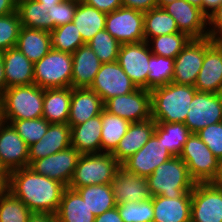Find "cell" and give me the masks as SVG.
I'll return each mask as SVG.
<instances>
[{
	"label": "cell",
	"instance_id": "9a60e30c",
	"mask_svg": "<svg viewBox=\"0 0 222 222\" xmlns=\"http://www.w3.org/2000/svg\"><path fill=\"white\" fill-rule=\"evenodd\" d=\"M81 154L72 146L33 161L29 168L35 173L47 176L69 186Z\"/></svg>",
	"mask_w": 222,
	"mask_h": 222
},
{
	"label": "cell",
	"instance_id": "4316f807",
	"mask_svg": "<svg viewBox=\"0 0 222 222\" xmlns=\"http://www.w3.org/2000/svg\"><path fill=\"white\" fill-rule=\"evenodd\" d=\"M101 114L71 126V146L80 154L101 153Z\"/></svg>",
	"mask_w": 222,
	"mask_h": 222
},
{
	"label": "cell",
	"instance_id": "9f6ffc18",
	"mask_svg": "<svg viewBox=\"0 0 222 222\" xmlns=\"http://www.w3.org/2000/svg\"><path fill=\"white\" fill-rule=\"evenodd\" d=\"M6 90L5 70L3 64V52L0 51V95Z\"/></svg>",
	"mask_w": 222,
	"mask_h": 222
},
{
	"label": "cell",
	"instance_id": "3957f363",
	"mask_svg": "<svg viewBox=\"0 0 222 222\" xmlns=\"http://www.w3.org/2000/svg\"><path fill=\"white\" fill-rule=\"evenodd\" d=\"M151 197L163 196L170 199L180 198L191 193L196 182L191 178L187 165L179 156L159 165L147 177Z\"/></svg>",
	"mask_w": 222,
	"mask_h": 222
},
{
	"label": "cell",
	"instance_id": "d4e9b609",
	"mask_svg": "<svg viewBox=\"0 0 222 222\" xmlns=\"http://www.w3.org/2000/svg\"><path fill=\"white\" fill-rule=\"evenodd\" d=\"M3 64L6 89L34 84V64L17 47L3 52Z\"/></svg>",
	"mask_w": 222,
	"mask_h": 222
},
{
	"label": "cell",
	"instance_id": "5bb4252c",
	"mask_svg": "<svg viewBox=\"0 0 222 222\" xmlns=\"http://www.w3.org/2000/svg\"><path fill=\"white\" fill-rule=\"evenodd\" d=\"M151 55L146 41L120 46L117 61L137 88L147 89L148 62Z\"/></svg>",
	"mask_w": 222,
	"mask_h": 222
},
{
	"label": "cell",
	"instance_id": "d6a6232c",
	"mask_svg": "<svg viewBox=\"0 0 222 222\" xmlns=\"http://www.w3.org/2000/svg\"><path fill=\"white\" fill-rule=\"evenodd\" d=\"M75 190L95 217L117 206L111 183L88 185Z\"/></svg>",
	"mask_w": 222,
	"mask_h": 222
},
{
	"label": "cell",
	"instance_id": "7402d4cb",
	"mask_svg": "<svg viewBox=\"0 0 222 222\" xmlns=\"http://www.w3.org/2000/svg\"><path fill=\"white\" fill-rule=\"evenodd\" d=\"M104 103L99 95L90 88H72L68 124L79 125L90 118L100 115Z\"/></svg>",
	"mask_w": 222,
	"mask_h": 222
},
{
	"label": "cell",
	"instance_id": "8992f818",
	"mask_svg": "<svg viewBox=\"0 0 222 222\" xmlns=\"http://www.w3.org/2000/svg\"><path fill=\"white\" fill-rule=\"evenodd\" d=\"M72 54L51 49L34 63V84L43 89L71 87Z\"/></svg>",
	"mask_w": 222,
	"mask_h": 222
},
{
	"label": "cell",
	"instance_id": "44dd1931",
	"mask_svg": "<svg viewBox=\"0 0 222 222\" xmlns=\"http://www.w3.org/2000/svg\"><path fill=\"white\" fill-rule=\"evenodd\" d=\"M71 146V127L68 123H51L47 132L29 146V165Z\"/></svg>",
	"mask_w": 222,
	"mask_h": 222
},
{
	"label": "cell",
	"instance_id": "94428289",
	"mask_svg": "<svg viewBox=\"0 0 222 222\" xmlns=\"http://www.w3.org/2000/svg\"><path fill=\"white\" fill-rule=\"evenodd\" d=\"M173 1H175V0H158L157 5H158V7L163 8L165 5L172 3Z\"/></svg>",
	"mask_w": 222,
	"mask_h": 222
},
{
	"label": "cell",
	"instance_id": "ac0fdd59",
	"mask_svg": "<svg viewBox=\"0 0 222 222\" xmlns=\"http://www.w3.org/2000/svg\"><path fill=\"white\" fill-rule=\"evenodd\" d=\"M164 10L173 17L180 32L191 39L208 37V18L201 9L186 0H175L165 5Z\"/></svg>",
	"mask_w": 222,
	"mask_h": 222
},
{
	"label": "cell",
	"instance_id": "ab89813d",
	"mask_svg": "<svg viewBox=\"0 0 222 222\" xmlns=\"http://www.w3.org/2000/svg\"><path fill=\"white\" fill-rule=\"evenodd\" d=\"M87 44L102 64L118 60L121 44L105 29L99 31Z\"/></svg>",
	"mask_w": 222,
	"mask_h": 222
},
{
	"label": "cell",
	"instance_id": "e0dca14e",
	"mask_svg": "<svg viewBox=\"0 0 222 222\" xmlns=\"http://www.w3.org/2000/svg\"><path fill=\"white\" fill-rule=\"evenodd\" d=\"M29 146L10 123L0 121V166L8 173L29 167Z\"/></svg>",
	"mask_w": 222,
	"mask_h": 222
},
{
	"label": "cell",
	"instance_id": "11a10c76",
	"mask_svg": "<svg viewBox=\"0 0 222 222\" xmlns=\"http://www.w3.org/2000/svg\"><path fill=\"white\" fill-rule=\"evenodd\" d=\"M9 191V173L0 166V196Z\"/></svg>",
	"mask_w": 222,
	"mask_h": 222
},
{
	"label": "cell",
	"instance_id": "b9f144b4",
	"mask_svg": "<svg viewBox=\"0 0 222 222\" xmlns=\"http://www.w3.org/2000/svg\"><path fill=\"white\" fill-rule=\"evenodd\" d=\"M32 212L10 191L0 196V222H27Z\"/></svg>",
	"mask_w": 222,
	"mask_h": 222
},
{
	"label": "cell",
	"instance_id": "7a4b0ae2",
	"mask_svg": "<svg viewBox=\"0 0 222 222\" xmlns=\"http://www.w3.org/2000/svg\"><path fill=\"white\" fill-rule=\"evenodd\" d=\"M194 86L173 82L151 90V118L155 122L184 123L195 93Z\"/></svg>",
	"mask_w": 222,
	"mask_h": 222
},
{
	"label": "cell",
	"instance_id": "91938a15",
	"mask_svg": "<svg viewBox=\"0 0 222 222\" xmlns=\"http://www.w3.org/2000/svg\"><path fill=\"white\" fill-rule=\"evenodd\" d=\"M188 1L191 5L198 7L202 11V0H186Z\"/></svg>",
	"mask_w": 222,
	"mask_h": 222
},
{
	"label": "cell",
	"instance_id": "9c48e42d",
	"mask_svg": "<svg viewBox=\"0 0 222 222\" xmlns=\"http://www.w3.org/2000/svg\"><path fill=\"white\" fill-rule=\"evenodd\" d=\"M105 30L120 44L143 42L144 12L120 7L106 15Z\"/></svg>",
	"mask_w": 222,
	"mask_h": 222
},
{
	"label": "cell",
	"instance_id": "1f68e13d",
	"mask_svg": "<svg viewBox=\"0 0 222 222\" xmlns=\"http://www.w3.org/2000/svg\"><path fill=\"white\" fill-rule=\"evenodd\" d=\"M16 11L22 27L52 31L54 23L50 20L48 8L37 0H17Z\"/></svg>",
	"mask_w": 222,
	"mask_h": 222
},
{
	"label": "cell",
	"instance_id": "c3c4849f",
	"mask_svg": "<svg viewBox=\"0 0 222 222\" xmlns=\"http://www.w3.org/2000/svg\"><path fill=\"white\" fill-rule=\"evenodd\" d=\"M82 2L93 6L101 12L108 14L122 7L121 0H83Z\"/></svg>",
	"mask_w": 222,
	"mask_h": 222
},
{
	"label": "cell",
	"instance_id": "d590c367",
	"mask_svg": "<svg viewBox=\"0 0 222 222\" xmlns=\"http://www.w3.org/2000/svg\"><path fill=\"white\" fill-rule=\"evenodd\" d=\"M180 32L175 20L164 8L155 7L144 12V37L148 42L151 38Z\"/></svg>",
	"mask_w": 222,
	"mask_h": 222
},
{
	"label": "cell",
	"instance_id": "f5cc1de1",
	"mask_svg": "<svg viewBox=\"0 0 222 222\" xmlns=\"http://www.w3.org/2000/svg\"><path fill=\"white\" fill-rule=\"evenodd\" d=\"M17 0H0V16L16 12Z\"/></svg>",
	"mask_w": 222,
	"mask_h": 222
},
{
	"label": "cell",
	"instance_id": "484cf974",
	"mask_svg": "<svg viewBox=\"0 0 222 222\" xmlns=\"http://www.w3.org/2000/svg\"><path fill=\"white\" fill-rule=\"evenodd\" d=\"M153 222H191V193L170 199L153 196Z\"/></svg>",
	"mask_w": 222,
	"mask_h": 222
},
{
	"label": "cell",
	"instance_id": "ba28073f",
	"mask_svg": "<svg viewBox=\"0 0 222 222\" xmlns=\"http://www.w3.org/2000/svg\"><path fill=\"white\" fill-rule=\"evenodd\" d=\"M212 39H190L175 57L172 82L179 85L194 86L202 68L206 50L214 43Z\"/></svg>",
	"mask_w": 222,
	"mask_h": 222
},
{
	"label": "cell",
	"instance_id": "7dc6e473",
	"mask_svg": "<svg viewBox=\"0 0 222 222\" xmlns=\"http://www.w3.org/2000/svg\"><path fill=\"white\" fill-rule=\"evenodd\" d=\"M208 38L222 42V4L208 17Z\"/></svg>",
	"mask_w": 222,
	"mask_h": 222
},
{
	"label": "cell",
	"instance_id": "8d00e7d4",
	"mask_svg": "<svg viewBox=\"0 0 222 222\" xmlns=\"http://www.w3.org/2000/svg\"><path fill=\"white\" fill-rule=\"evenodd\" d=\"M148 63L147 90L172 82L175 59L152 54Z\"/></svg>",
	"mask_w": 222,
	"mask_h": 222
},
{
	"label": "cell",
	"instance_id": "603a6c76",
	"mask_svg": "<svg viewBox=\"0 0 222 222\" xmlns=\"http://www.w3.org/2000/svg\"><path fill=\"white\" fill-rule=\"evenodd\" d=\"M155 126L156 122L152 118L131 123L112 155L122 164L148 142L155 133Z\"/></svg>",
	"mask_w": 222,
	"mask_h": 222
},
{
	"label": "cell",
	"instance_id": "836d02e7",
	"mask_svg": "<svg viewBox=\"0 0 222 222\" xmlns=\"http://www.w3.org/2000/svg\"><path fill=\"white\" fill-rule=\"evenodd\" d=\"M101 120V152L113 153L131 123L105 109L101 112Z\"/></svg>",
	"mask_w": 222,
	"mask_h": 222
},
{
	"label": "cell",
	"instance_id": "5b68a950",
	"mask_svg": "<svg viewBox=\"0 0 222 222\" xmlns=\"http://www.w3.org/2000/svg\"><path fill=\"white\" fill-rule=\"evenodd\" d=\"M120 166L112 153L81 154L68 187L110 184Z\"/></svg>",
	"mask_w": 222,
	"mask_h": 222
},
{
	"label": "cell",
	"instance_id": "60d3db41",
	"mask_svg": "<svg viewBox=\"0 0 222 222\" xmlns=\"http://www.w3.org/2000/svg\"><path fill=\"white\" fill-rule=\"evenodd\" d=\"M10 123L23 141L28 145L38 142L47 132L49 123L43 117L24 120H2Z\"/></svg>",
	"mask_w": 222,
	"mask_h": 222
},
{
	"label": "cell",
	"instance_id": "4dcf8cb0",
	"mask_svg": "<svg viewBox=\"0 0 222 222\" xmlns=\"http://www.w3.org/2000/svg\"><path fill=\"white\" fill-rule=\"evenodd\" d=\"M106 15L93 6L78 2L72 22L85 43H88L99 31L105 29Z\"/></svg>",
	"mask_w": 222,
	"mask_h": 222
},
{
	"label": "cell",
	"instance_id": "db71d44e",
	"mask_svg": "<svg viewBox=\"0 0 222 222\" xmlns=\"http://www.w3.org/2000/svg\"><path fill=\"white\" fill-rule=\"evenodd\" d=\"M27 222H57L54 214L32 213Z\"/></svg>",
	"mask_w": 222,
	"mask_h": 222
},
{
	"label": "cell",
	"instance_id": "30bf717a",
	"mask_svg": "<svg viewBox=\"0 0 222 222\" xmlns=\"http://www.w3.org/2000/svg\"><path fill=\"white\" fill-rule=\"evenodd\" d=\"M222 122V93L197 91L189 106L184 124L191 133Z\"/></svg>",
	"mask_w": 222,
	"mask_h": 222
},
{
	"label": "cell",
	"instance_id": "ffe728a7",
	"mask_svg": "<svg viewBox=\"0 0 222 222\" xmlns=\"http://www.w3.org/2000/svg\"><path fill=\"white\" fill-rule=\"evenodd\" d=\"M111 185L117 205L151 198L147 178L128 172L122 166L117 169Z\"/></svg>",
	"mask_w": 222,
	"mask_h": 222
},
{
	"label": "cell",
	"instance_id": "74e56055",
	"mask_svg": "<svg viewBox=\"0 0 222 222\" xmlns=\"http://www.w3.org/2000/svg\"><path fill=\"white\" fill-rule=\"evenodd\" d=\"M190 39L185 33L177 32L156 36L147 43L152 54L175 59Z\"/></svg>",
	"mask_w": 222,
	"mask_h": 222
},
{
	"label": "cell",
	"instance_id": "f546056e",
	"mask_svg": "<svg viewBox=\"0 0 222 222\" xmlns=\"http://www.w3.org/2000/svg\"><path fill=\"white\" fill-rule=\"evenodd\" d=\"M16 47L34 64L52 49L50 32L21 27Z\"/></svg>",
	"mask_w": 222,
	"mask_h": 222
},
{
	"label": "cell",
	"instance_id": "ee69618b",
	"mask_svg": "<svg viewBox=\"0 0 222 222\" xmlns=\"http://www.w3.org/2000/svg\"><path fill=\"white\" fill-rule=\"evenodd\" d=\"M21 27L17 11L0 16V51L16 47Z\"/></svg>",
	"mask_w": 222,
	"mask_h": 222
},
{
	"label": "cell",
	"instance_id": "6125c7cd",
	"mask_svg": "<svg viewBox=\"0 0 222 222\" xmlns=\"http://www.w3.org/2000/svg\"><path fill=\"white\" fill-rule=\"evenodd\" d=\"M1 95H0V121H1Z\"/></svg>",
	"mask_w": 222,
	"mask_h": 222
},
{
	"label": "cell",
	"instance_id": "cb8c5ba5",
	"mask_svg": "<svg viewBox=\"0 0 222 222\" xmlns=\"http://www.w3.org/2000/svg\"><path fill=\"white\" fill-rule=\"evenodd\" d=\"M72 58L71 87L90 88L100 70L101 61L87 43L80 46L72 54Z\"/></svg>",
	"mask_w": 222,
	"mask_h": 222
},
{
	"label": "cell",
	"instance_id": "7c38bea8",
	"mask_svg": "<svg viewBox=\"0 0 222 222\" xmlns=\"http://www.w3.org/2000/svg\"><path fill=\"white\" fill-rule=\"evenodd\" d=\"M104 109L130 123L151 118V91L138 88L132 93L119 95L108 99Z\"/></svg>",
	"mask_w": 222,
	"mask_h": 222
},
{
	"label": "cell",
	"instance_id": "d6986e66",
	"mask_svg": "<svg viewBox=\"0 0 222 222\" xmlns=\"http://www.w3.org/2000/svg\"><path fill=\"white\" fill-rule=\"evenodd\" d=\"M194 87L200 92L222 93V42H214L206 50Z\"/></svg>",
	"mask_w": 222,
	"mask_h": 222
},
{
	"label": "cell",
	"instance_id": "680465c9",
	"mask_svg": "<svg viewBox=\"0 0 222 222\" xmlns=\"http://www.w3.org/2000/svg\"><path fill=\"white\" fill-rule=\"evenodd\" d=\"M40 3H43L45 8L51 9L54 5L64 1V0H37Z\"/></svg>",
	"mask_w": 222,
	"mask_h": 222
},
{
	"label": "cell",
	"instance_id": "f35d334b",
	"mask_svg": "<svg viewBox=\"0 0 222 222\" xmlns=\"http://www.w3.org/2000/svg\"><path fill=\"white\" fill-rule=\"evenodd\" d=\"M50 35L51 47L57 51L73 54L80 46L86 44L73 22L53 29Z\"/></svg>",
	"mask_w": 222,
	"mask_h": 222
},
{
	"label": "cell",
	"instance_id": "e575fe53",
	"mask_svg": "<svg viewBox=\"0 0 222 222\" xmlns=\"http://www.w3.org/2000/svg\"><path fill=\"white\" fill-rule=\"evenodd\" d=\"M155 133L172 156H179L191 132L184 123L156 122Z\"/></svg>",
	"mask_w": 222,
	"mask_h": 222
},
{
	"label": "cell",
	"instance_id": "7bdbcfd3",
	"mask_svg": "<svg viewBox=\"0 0 222 222\" xmlns=\"http://www.w3.org/2000/svg\"><path fill=\"white\" fill-rule=\"evenodd\" d=\"M117 209L123 222H153L154 220L152 197L145 201L118 204Z\"/></svg>",
	"mask_w": 222,
	"mask_h": 222
},
{
	"label": "cell",
	"instance_id": "816d5d0a",
	"mask_svg": "<svg viewBox=\"0 0 222 222\" xmlns=\"http://www.w3.org/2000/svg\"><path fill=\"white\" fill-rule=\"evenodd\" d=\"M221 4L222 0H202V13L208 18Z\"/></svg>",
	"mask_w": 222,
	"mask_h": 222
},
{
	"label": "cell",
	"instance_id": "f6af8a7d",
	"mask_svg": "<svg viewBox=\"0 0 222 222\" xmlns=\"http://www.w3.org/2000/svg\"><path fill=\"white\" fill-rule=\"evenodd\" d=\"M218 160H222V122L211 124L196 133Z\"/></svg>",
	"mask_w": 222,
	"mask_h": 222
},
{
	"label": "cell",
	"instance_id": "6f0895ef",
	"mask_svg": "<svg viewBox=\"0 0 222 222\" xmlns=\"http://www.w3.org/2000/svg\"><path fill=\"white\" fill-rule=\"evenodd\" d=\"M212 183L222 189V160L220 161V164H219V170L217 172V175L215 177V179L212 181Z\"/></svg>",
	"mask_w": 222,
	"mask_h": 222
},
{
	"label": "cell",
	"instance_id": "52a82bcc",
	"mask_svg": "<svg viewBox=\"0 0 222 222\" xmlns=\"http://www.w3.org/2000/svg\"><path fill=\"white\" fill-rule=\"evenodd\" d=\"M179 157L187 165L189 174L196 183H208L215 179L220 160L196 133L190 134Z\"/></svg>",
	"mask_w": 222,
	"mask_h": 222
},
{
	"label": "cell",
	"instance_id": "f1b7e54d",
	"mask_svg": "<svg viewBox=\"0 0 222 222\" xmlns=\"http://www.w3.org/2000/svg\"><path fill=\"white\" fill-rule=\"evenodd\" d=\"M57 222H94L95 216L80 194L69 187L63 191L58 211Z\"/></svg>",
	"mask_w": 222,
	"mask_h": 222
},
{
	"label": "cell",
	"instance_id": "681fc988",
	"mask_svg": "<svg viewBox=\"0 0 222 222\" xmlns=\"http://www.w3.org/2000/svg\"><path fill=\"white\" fill-rule=\"evenodd\" d=\"M122 7L135 9L141 12H147L158 7V0H121Z\"/></svg>",
	"mask_w": 222,
	"mask_h": 222
},
{
	"label": "cell",
	"instance_id": "6da1fadb",
	"mask_svg": "<svg viewBox=\"0 0 222 222\" xmlns=\"http://www.w3.org/2000/svg\"><path fill=\"white\" fill-rule=\"evenodd\" d=\"M66 186L24 167L9 173V191L32 213L56 214Z\"/></svg>",
	"mask_w": 222,
	"mask_h": 222
},
{
	"label": "cell",
	"instance_id": "4fadbf2b",
	"mask_svg": "<svg viewBox=\"0 0 222 222\" xmlns=\"http://www.w3.org/2000/svg\"><path fill=\"white\" fill-rule=\"evenodd\" d=\"M105 103L108 99L132 93L138 88L122 70L118 61L101 64L95 79L90 86Z\"/></svg>",
	"mask_w": 222,
	"mask_h": 222
},
{
	"label": "cell",
	"instance_id": "bcb514c9",
	"mask_svg": "<svg viewBox=\"0 0 222 222\" xmlns=\"http://www.w3.org/2000/svg\"><path fill=\"white\" fill-rule=\"evenodd\" d=\"M77 4V1L64 0L48 9L50 20L54 23V29L73 21Z\"/></svg>",
	"mask_w": 222,
	"mask_h": 222
},
{
	"label": "cell",
	"instance_id": "83f0119b",
	"mask_svg": "<svg viewBox=\"0 0 222 222\" xmlns=\"http://www.w3.org/2000/svg\"><path fill=\"white\" fill-rule=\"evenodd\" d=\"M72 87L44 89L42 117L49 123H68Z\"/></svg>",
	"mask_w": 222,
	"mask_h": 222
},
{
	"label": "cell",
	"instance_id": "8fae6325",
	"mask_svg": "<svg viewBox=\"0 0 222 222\" xmlns=\"http://www.w3.org/2000/svg\"><path fill=\"white\" fill-rule=\"evenodd\" d=\"M191 222H222V189L196 183L191 192Z\"/></svg>",
	"mask_w": 222,
	"mask_h": 222
},
{
	"label": "cell",
	"instance_id": "f907efd6",
	"mask_svg": "<svg viewBox=\"0 0 222 222\" xmlns=\"http://www.w3.org/2000/svg\"><path fill=\"white\" fill-rule=\"evenodd\" d=\"M94 222H123L117 206L95 217Z\"/></svg>",
	"mask_w": 222,
	"mask_h": 222
},
{
	"label": "cell",
	"instance_id": "2e32d148",
	"mask_svg": "<svg viewBox=\"0 0 222 222\" xmlns=\"http://www.w3.org/2000/svg\"><path fill=\"white\" fill-rule=\"evenodd\" d=\"M172 157L171 153L164 147L162 138H158L157 134L154 133L148 142L125 160L121 166L128 172L147 178L159 165Z\"/></svg>",
	"mask_w": 222,
	"mask_h": 222
},
{
	"label": "cell",
	"instance_id": "277c9868",
	"mask_svg": "<svg viewBox=\"0 0 222 222\" xmlns=\"http://www.w3.org/2000/svg\"><path fill=\"white\" fill-rule=\"evenodd\" d=\"M43 99L44 89L36 84L9 87L1 94V119L41 118Z\"/></svg>",
	"mask_w": 222,
	"mask_h": 222
}]
</instances>
